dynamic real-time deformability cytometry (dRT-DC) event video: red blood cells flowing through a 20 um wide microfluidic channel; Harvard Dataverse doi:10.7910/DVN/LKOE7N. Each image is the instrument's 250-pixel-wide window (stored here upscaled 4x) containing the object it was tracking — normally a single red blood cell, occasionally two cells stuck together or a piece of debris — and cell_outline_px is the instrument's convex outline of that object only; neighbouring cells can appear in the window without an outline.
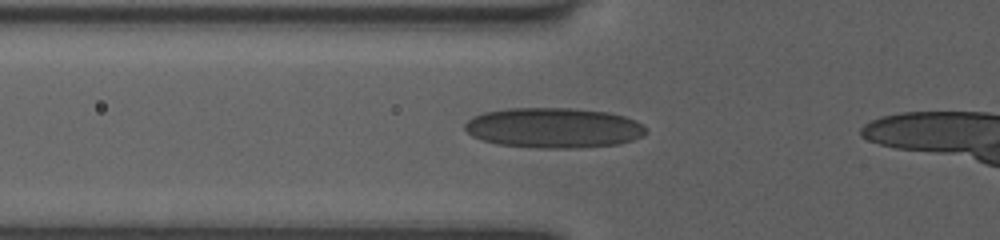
{"species": "human", "species_latin": "Homo sapiens", "temperature_condition": "room temperature", "stored_images_in_passage": 24, "camera_frame_rate_fps": 3000, "um_per_image_px": 0.085, "donor": {"sex": "female"}, "frame": {"image": 1, "passage_image": 2, "time_ms": 0.333, "image_size_px": [1000, 240], "cell_outline_px": [[648, 132], [632, 140], [620, 144], [576, 148], [536, 148], [496, 144], [472, 136], [464, 128], [464, 124], [472, 116], [484, 112], [508, 108], [572, 108], [608, 112], [624, 116], [636, 120], [644, 124], [648, 128]], "centroid_in_image_um": [47.08, 10.86], "position_along_channel_um": 78.7, "area_um2": 42.77}}
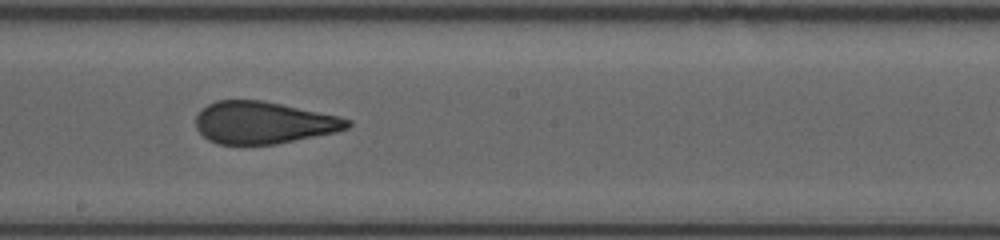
{"frame": {"image": 2, "passage_image": 12, "time_ms": 4.0, "image_size_px": [1000, 240], "cell_outline_px": [[352, 124], [348, 128], [336, 132], [276, 144], [216, 144], [208, 140], [196, 128], [196, 116], [208, 104], [216, 100], [260, 100], [340, 116], [352, 120]], "centroid_in_image_um": [22.41, 10.43], "position_along_channel_um": 225.8, "area_um2": 37.11}}
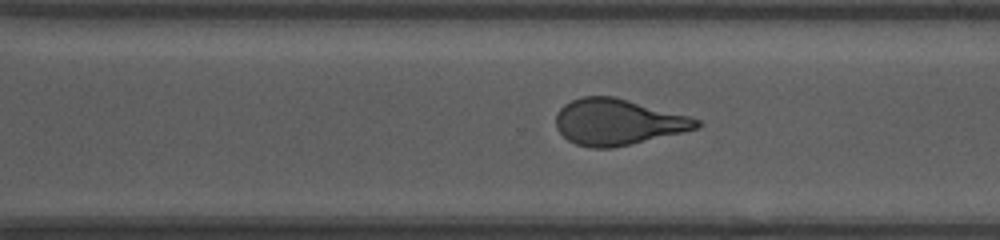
{"frame": {"image": 3, "passage_image": 17, "time_ms": 6.333, "image_size_px": [1000, 240], "cell_outline_px": [[704, 124], [696, 128], [632, 144], [612, 148], [592, 148], [576, 144], [568, 140], [556, 128], [556, 112], [564, 104], [572, 100], [584, 96], [616, 96], [688, 116], [700, 120]], "centroid_in_image_um": [52.48, 10.36], "position_along_channel_um": 318.1, "area_um2": 37.63}, "authors_computed_cell_mechanics": {"area_um2": 38.1191, "velocity_mm_per_s": 3.9827, "shape_relaxation_time_tau1_ms": 6.1169, "shape_relaxation_time_tau2_ms": 0.813, "deformation_change_tau1": 0.2061, "deformation_change_tau2": 0.0795}}